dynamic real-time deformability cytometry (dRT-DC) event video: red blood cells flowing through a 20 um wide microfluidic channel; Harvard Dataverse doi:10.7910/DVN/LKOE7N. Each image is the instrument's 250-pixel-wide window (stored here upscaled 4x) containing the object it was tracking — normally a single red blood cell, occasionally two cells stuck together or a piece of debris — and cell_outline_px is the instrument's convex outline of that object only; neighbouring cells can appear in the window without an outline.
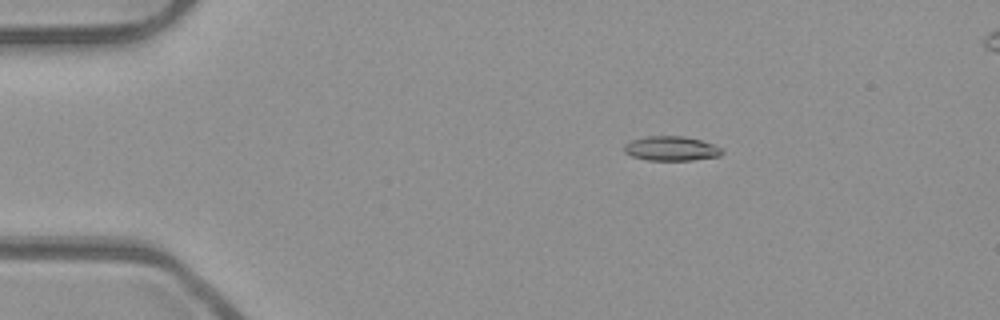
{"species": "common noctule bat (a hibernating species)", "species_latin": "Nyctalus noctula", "temperature_condition": "room temperature", "stored_images_in_passage": 6, "camera_frame_rate_fps": 3000, "um_per_image_px": 0.085, "animal": {"sex": "male", "body_mass_g": 23.1, "forearm_length_mm": 52.7}, "frame": {"image": 1, "passage_image": 3, "time_ms": 0.667, "image_size_px": [1000, 320], "cell_outline_px": [[724, 152], [720, 156], [692, 160], [648, 160], [632, 156], [624, 152], [624, 144], [632, 140], [648, 136], [684, 136], [716, 144], [724, 148]], "centroid_in_image_um": [57.11, 12.62], "position_along_channel_um": 27.9, "area_um2": 14.1}}